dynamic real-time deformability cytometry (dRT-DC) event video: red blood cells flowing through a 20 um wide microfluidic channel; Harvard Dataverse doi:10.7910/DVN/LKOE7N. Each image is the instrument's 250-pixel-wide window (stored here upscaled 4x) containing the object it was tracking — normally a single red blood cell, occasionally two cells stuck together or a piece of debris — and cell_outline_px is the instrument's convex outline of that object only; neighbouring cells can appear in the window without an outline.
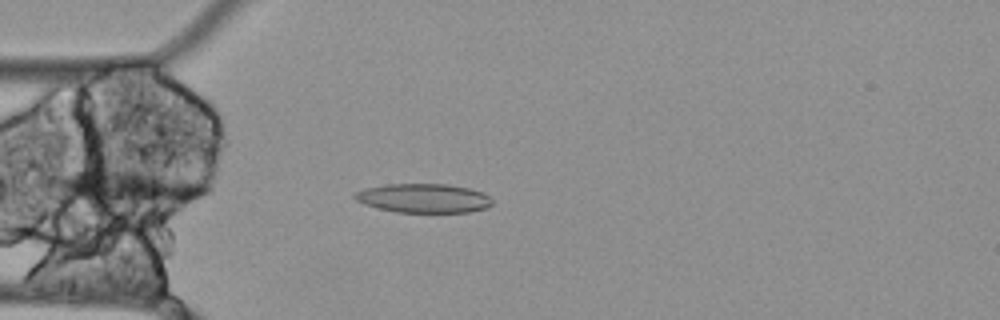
{"species": "Egyptian fruit bat (a non-hibernating species)", "species_latin": "Rousettus aegyptiacus", "temperature_condition": "cold", "stored_images_in_passage": 6, "camera_frame_rate_fps": 3000, "um_per_image_px": 0.085, "animal": {"sex": "female"}, "frame": {"image": 1, "passage_image": 2, "time_ms": 0.333, "image_size_px": [1000, 320], "cell_outline_px": [[492, 204], [488, 208], [468, 212], [396, 212], [376, 208], [364, 204], [356, 200], [352, 196], [356, 192], [364, 188], [388, 184], [448, 184], [468, 188], [484, 192], [492, 200]], "centroid_in_image_um": [36.0, 16.85], "position_along_channel_um": 49.0, "area_um2": 23.41}}
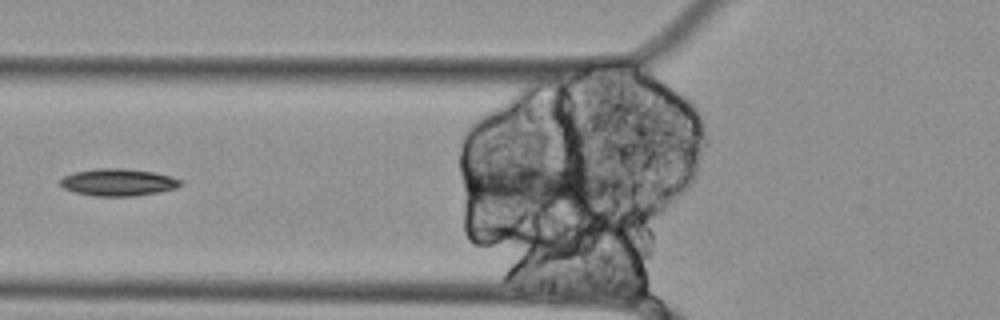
{"frame": {"image": 2, "passage_image": 5, "time_ms": 1.333, "image_size_px": [1000, 320], "cell_outline_px": [[184, 184], [176, 188], [160, 192], [132, 196], [96, 196], [76, 192], [64, 188], [60, 184], [60, 180], [64, 176], [76, 172], [96, 168], [124, 168], [152, 172], [168, 176], [180, 180]], "centroid_in_image_um": [10.05, 15.49], "position_along_channel_um": 115.7, "area_um2": 18.84}}